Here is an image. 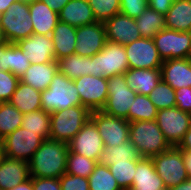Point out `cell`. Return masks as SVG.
<instances>
[{"instance_id":"6da1fadb","label":"cell","mask_w":191,"mask_h":190,"mask_svg":"<svg viewBox=\"0 0 191 190\" xmlns=\"http://www.w3.org/2000/svg\"><path fill=\"white\" fill-rule=\"evenodd\" d=\"M68 151V143L45 139L29 160L30 177L60 178L66 173Z\"/></svg>"},{"instance_id":"7a4b0ae2","label":"cell","mask_w":191,"mask_h":190,"mask_svg":"<svg viewBox=\"0 0 191 190\" xmlns=\"http://www.w3.org/2000/svg\"><path fill=\"white\" fill-rule=\"evenodd\" d=\"M129 140L141 158H152L171 147L156 120L129 122Z\"/></svg>"},{"instance_id":"3957f363","label":"cell","mask_w":191,"mask_h":190,"mask_svg":"<svg viewBox=\"0 0 191 190\" xmlns=\"http://www.w3.org/2000/svg\"><path fill=\"white\" fill-rule=\"evenodd\" d=\"M76 105L82 104L73 80L57 71L50 86L46 90L41 91L42 109L51 113Z\"/></svg>"},{"instance_id":"277c9868","label":"cell","mask_w":191,"mask_h":190,"mask_svg":"<svg viewBox=\"0 0 191 190\" xmlns=\"http://www.w3.org/2000/svg\"><path fill=\"white\" fill-rule=\"evenodd\" d=\"M90 113L82 105L51 112L49 139L68 143L90 118Z\"/></svg>"},{"instance_id":"5b68a950","label":"cell","mask_w":191,"mask_h":190,"mask_svg":"<svg viewBox=\"0 0 191 190\" xmlns=\"http://www.w3.org/2000/svg\"><path fill=\"white\" fill-rule=\"evenodd\" d=\"M129 69L124 45L106 41L104 48L91 57L90 75L111 78Z\"/></svg>"},{"instance_id":"8992f818","label":"cell","mask_w":191,"mask_h":190,"mask_svg":"<svg viewBox=\"0 0 191 190\" xmlns=\"http://www.w3.org/2000/svg\"><path fill=\"white\" fill-rule=\"evenodd\" d=\"M0 27L9 43H16L33 34L29 3L17 1L0 15Z\"/></svg>"},{"instance_id":"52a82bcc","label":"cell","mask_w":191,"mask_h":190,"mask_svg":"<svg viewBox=\"0 0 191 190\" xmlns=\"http://www.w3.org/2000/svg\"><path fill=\"white\" fill-rule=\"evenodd\" d=\"M107 83L108 97L101 111L129 122V107L133 104L137 93L128 87L124 74L107 78Z\"/></svg>"},{"instance_id":"ba28073f","label":"cell","mask_w":191,"mask_h":190,"mask_svg":"<svg viewBox=\"0 0 191 190\" xmlns=\"http://www.w3.org/2000/svg\"><path fill=\"white\" fill-rule=\"evenodd\" d=\"M151 159L156 172L159 174L167 189L189 179L182 150L177 146H171L165 152Z\"/></svg>"},{"instance_id":"9c48e42d","label":"cell","mask_w":191,"mask_h":190,"mask_svg":"<svg viewBox=\"0 0 191 190\" xmlns=\"http://www.w3.org/2000/svg\"><path fill=\"white\" fill-rule=\"evenodd\" d=\"M152 39L163 61L191 58V32L164 28Z\"/></svg>"},{"instance_id":"30bf717a","label":"cell","mask_w":191,"mask_h":190,"mask_svg":"<svg viewBox=\"0 0 191 190\" xmlns=\"http://www.w3.org/2000/svg\"><path fill=\"white\" fill-rule=\"evenodd\" d=\"M43 141L40 135L19 127L1 140L3 155L29 162Z\"/></svg>"},{"instance_id":"8fae6325","label":"cell","mask_w":191,"mask_h":190,"mask_svg":"<svg viewBox=\"0 0 191 190\" xmlns=\"http://www.w3.org/2000/svg\"><path fill=\"white\" fill-rule=\"evenodd\" d=\"M82 106L90 112L101 111L108 97L107 78L93 75L80 76L73 80Z\"/></svg>"},{"instance_id":"7c38bea8","label":"cell","mask_w":191,"mask_h":190,"mask_svg":"<svg viewBox=\"0 0 191 190\" xmlns=\"http://www.w3.org/2000/svg\"><path fill=\"white\" fill-rule=\"evenodd\" d=\"M156 122L171 146H177L191 124V114L177 107L157 111Z\"/></svg>"},{"instance_id":"4fadbf2b","label":"cell","mask_w":191,"mask_h":190,"mask_svg":"<svg viewBox=\"0 0 191 190\" xmlns=\"http://www.w3.org/2000/svg\"><path fill=\"white\" fill-rule=\"evenodd\" d=\"M90 119L96 125L104 146H119L129 140V122L126 119L102 111H92Z\"/></svg>"},{"instance_id":"5bb4252c","label":"cell","mask_w":191,"mask_h":190,"mask_svg":"<svg viewBox=\"0 0 191 190\" xmlns=\"http://www.w3.org/2000/svg\"><path fill=\"white\" fill-rule=\"evenodd\" d=\"M124 48L129 69H155L163 64L152 38L141 37L124 45Z\"/></svg>"},{"instance_id":"9a60e30c","label":"cell","mask_w":191,"mask_h":190,"mask_svg":"<svg viewBox=\"0 0 191 190\" xmlns=\"http://www.w3.org/2000/svg\"><path fill=\"white\" fill-rule=\"evenodd\" d=\"M76 44L74 54L82 57H92L100 52L106 44L104 23L94 22L92 24L76 27Z\"/></svg>"},{"instance_id":"2e32d148","label":"cell","mask_w":191,"mask_h":190,"mask_svg":"<svg viewBox=\"0 0 191 190\" xmlns=\"http://www.w3.org/2000/svg\"><path fill=\"white\" fill-rule=\"evenodd\" d=\"M70 152L96 160L104 143L94 122L89 118L81 130L68 142Z\"/></svg>"},{"instance_id":"e0dca14e","label":"cell","mask_w":191,"mask_h":190,"mask_svg":"<svg viewBox=\"0 0 191 190\" xmlns=\"http://www.w3.org/2000/svg\"><path fill=\"white\" fill-rule=\"evenodd\" d=\"M26 54L30 64H44L55 60L52 36L32 34L15 43Z\"/></svg>"},{"instance_id":"ac0fdd59","label":"cell","mask_w":191,"mask_h":190,"mask_svg":"<svg viewBox=\"0 0 191 190\" xmlns=\"http://www.w3.org/2000/svg\"><path fill=\"white\" fill-rule=\"evenodd\" d=\"M104 28L109 42L127 45L141 38L135 18L120 12L104 22Z\"/></svg>"},{"instance_id":"d6986e66","label":"cell","mask_w":191,"mask_h":190,"mask_svg":"<svg viewBox=\"0 0 191 190\" xmlns=\"http://www.w3.org/2000/svg\"><path fill=\"white\" fill-rule=\"evenodd\" d=\"M161 79L174 90L191 87V58L163 61Z\"/></svg>"},{"instance_id":"ffe728a7","label":"cell","mask_w":191,"mask_h":190,"mask_svg":"<svg viewBox=\"0 0 191 190\" xmlns=\"http://www.w3.org/2000/svg\"><path fill=\"white\" fill-rule=\"evenodd\" d=\"M29 178V162L3 155L0 161V190H10Z\"/></svg>"},{"instance_id":"44dd1931","label":"cell","mask_w":191,"mask_h":190,"mask_svg":"<svg viewBox=\"0 0 191 190\" xmlns=\"http://www.w3.org/2000/svg\"><path fill=\"white\" fill-rule=\"evenodd\" d=\"M129 190H167L151 158L136 160L133 184Z\"/></svg>"},{"instance_id":"7402d4cb","label":"cell","mask_w":191,"mask_h":190,"mask_svg":"<svg viewBox=\"0 0 191 190\" xmlns=\"http://www.w3.org/2000/svg\"><path fill=\"white\" fill-rule=\"evenodd\" d=\"M30 20L33 24V34L52 35V32L59 21L57 12L49 8L40 0H33L29 3Z\"/></svg>"},{"instance_id":"603a6c76","label":"cell","mask_w":191,"mask_h":190,"mask_svg":"<svg viewBox=\"0 0 191 190\" xmlns=\"http://www.w3.org/2000/svg\"><path fill=\"white\" fill-rule=\"evenodd\" d=\"M128 87L137 94L149 96L161 80V68L128 69L124 73Z\"/></svg>"},{"instance_id":"cb8c5ba5","label":"cell","mask_w":191,"mask_h":190,"mask_svg":"<svg viewBox=\"0 0 191 190\" xmlns=\"http://www.w3.org/2000/svg\"><path fill=\"white\" fill-rule=\"evenodd\" d=\"M59 20L74 27L96 22L88 0H70L58 13Z\"/></svg>"},{"instance_id":"d4e9b609","label":"cell","mask_w":191,"mask_h":190,"mask_svg":"<svg viewBox=\"0 0 191 190\" xmlns=\"http://www.w3.org/2000/svg\"><path fill=\"white\" fill-rule=\"evenodd\" d=\"M58 71L57 61L44 64H30L26 72L20 77V82L32 86L39 91L46 90Z\"/></svg>"},{"instance_id":"484cf974","label":"cell","mask_w":191,"mask_h":190,"mask_svg":"<svg viewBox=\"0 0 191 190\" xmlns=\"http://www.w3.org/2000/svg\"><path fill=\"white\" fill-rule=\"evenodd\" d=\"M51 36L54 44L56 61L74 54L76 44V27L59 20Z\"/></svg>"},{"instance_id":"4316f807","label":"cell","mask_w":191,"mask_h":190,"mask_svg":"<svg viewBox=\"0 0 191 190\" xmlns=\"http://www.w3.org/2000/svg\"><path fill=\"white\" fill-rule=\"evenodd\" d=\"M165 16V26L179 32H191V0H174Z\"/></svg>"},{"instance_id":"83f0119b","label":"cell","mask_w":191,"mask_h":190,"mask_svg":"<svg viewBox=\"0 0 191 190\" xmlns=\"http://www.w3.org/2000/svg\"><path fill=\"white\" fill-rule=\"evenodd\" d=\"M14 107H17L22 114L42 109L41 91L32 86L19 82L15 92L8 101Z\"/></svg>"},{"instance_id":"f1b7e54d","label":"cell","mask_w":191,"mask_h":190,"mask_svg":"<svg viewBox=\"0 0 191 190\" xmlns=\"http://www.w3.org/2000/svg\"><path fill=\"white\" fill-rule=\"evenodd\" d=\"M140 158L141 156L138 154L134 144L128 140L119 146H105L99 153L97 163L109 167L115 162L139 160Z\"/></svg>"},{"instance_id":"f546056e","label":"cell","mask_w":191,"mask_h":190,"mask_svg":"<svg viewBox=\"0 0 191 190\" xmlns=\"http://www.w3.org/2000/svg\"><path fill=\"white\" fill-rule=\"evenodd\" d=\"M57 64L58 71L70 80H74L80 76L90 75L91 57L72 54L57 60Z\"/></svg>"},{"instance_id":"4dcf8cb0","label":"cell","mask_w":191,"mask_h":190,"mask_svg":"<svg viewBox=\"0 0 191 190\" xmlns=\"http://www.w3.org/2000/svg\"><path fill=\"white\" fill-rule=\"evenodd\" d=\"M141 37L153 38L161 30L166 28L165 16L147 7L143 13L135 18Z\"/></svg>"},{"instance_id":"1f68e13d","label":"cell","mask_w":191,"mask_h":190,"mask_svg":"<svg viewBox=\"0 0 191 190\" xmlns=\"http://www.w3.org/2000/svg\"><path fill=\"white\" fill-rule=\"evenodd\" d=\"M21 127L40 135L44 140L50 137V113L44 109L25 113Z\"/></svg>"},{"instance_id":"d6a6232c","label":"cell","mask_w":191,"mask_h":190,"mask_svg":"<svg viewBox=\"0 0 191 190\" xmlns=\"http://www.w3.org/2000/svg\"><path fill=\"white\" fill-rule=\"evenodd\" d=\"M24 114L9 102H0V141L21 127Z\"/></svg>"},{"instance_id":"836d02e7","label":"cell","mask_w":191,"mask_h":190,"mask_svg":"<svg viewBox=\"0 0 191 190\" xmlns=\"http://www.w3.org/2000/svg\"><path fill=\"white\" fill-rule=\"evenodd\" d=\"M129 108V122L156 120L158 110L146 95L137 94Z\"/></svg>"},{"instance_id":"e575fe53","label":"cell","mask_w":191,"mask_h":190,"mask_svg":"<svg viewBox=\"0 0 191 190\" xmlns=\"http://www.w3.org/2000/svg\"><path fill=\"white\" fill-rule=\"evenodd\" d=\"M88 180L89 190H122L109 167L105 165L97 164Z\"/></svg>"},{"instance_id":"d590c367","label":"cell","mask_w":191,"mask_h":190,"mask_svg":"<svg viewBox=\"0 0 191 190\" xmlns=\"http://www.w3.org/2000/svg\"><path fill=\"white\" fill-rule=\"evenodd\" d=\"M97 164L96 160L68 151L66 173L88 179Z\"/></svg>"},{"instance_id":"8d00e7d4","label":"cell","mask_w":191,"mask_h":190,"mask_svg":"<svg viewBox=\"0 0 191 190\" xmlns=\"http://www.w3.org/2000/svg\"><path fill=\"white\" fill-rule=\"evenodd\" d=\"M109 169L122 190L131 188L136 170V160L115 162L109 166Z\"/></svg>"},{"instance_id":"74e56055","label":"cell","mask_w":191,"mask_h":190,"mask_svg":"<svg viewBox=\"0 0 191 190\" xmlns=\"http://www.w3.org/2000/svg\"><path fill=\"white\" fill-rule=\"evenodd\" d=\"M175 90L162 79L149 94V99L157 110L176 107Z\"/></svg>"},{"instance_id":"f35d334b","label":"cell","mask_w":191,"mask_h":190,"mask_svg":"<svg viewBox=\"0 0 191 190\" xmlns=\"http://www.w3.org/2000/svg\"><path fill=\"white\" fill-rule=\"evenodd\" d=\"M97 22H106L120 12V0H88Z\"/></svg>"},{"instance_id":"ab89813d","label":"cell","mask_w":191,"mask_h":190,"mask_svg":"<svg viewBox=\"0 0 191 190\" xmlns=\"http://www.w3.org/2000/svg\"><path fill=\"white\" fill-rule=\"evenodd\" d=\"M29 66L26 54L15 43H9V71L20 78Z\"/></svg>"},{"instance_id":"60d3db41","label":"cell","mask_w":191,"mask_h":190,"mask_svg":"<svg viewBox=\"0 0 191 190\" xmlns=\"http://www.w3.org/2000/svg\"><path fill=\"white\" fill-rule=\"evenodd\" d=\"M20 78L10 71L0 70V102H8L15 92Z\"/></svg>"},{"instance_id":"b9f144b4","label":"cell","mask_w":191,"mask_h":190,"mask_svg":"<svg viewBox=\"0 0 191 190\" xmlns=\"http://www.w3.org/2000/svg\"><path fill=\"white\" fill-rule=\"evenodd\" d=\"M59 180L61 190H89V180L87 178L65 173Z\"/></svg>"},{"instance_id":"7bdbcfd3","label":"cell","mask_w":191,"mask_h":190,"mask_svg":"<svg viewBox=\"0 0 191 190\" xmlns=\"http://www.w3.org/2000/svg\"><path fill=\"white\" fill-rule=\"evenodd\" d=\"M148 7V0H120V13L137 18Z\"/></svg>"},{"instance_id":"ee69618b","label":"cell","mask_w":191,"mask_h":190,"mask_svg":"<svg viewBox=\"0 0 191 190\" xmlns=\"http://www.w3.org/2000/svg\"><path fill=\"white\" fill-rule=\"evenodd\" d=\"M176 107L191 114V87H182L175 90Z\"/></svg>"},{"instance_id":"f6af8a7d","label":"cell","mask_w":191,"mask_h":190,"mask_svg":"<svg viewBox=\"0 0 191 190\" xmlns=\"http://www.w3.org/2000/svg\"><path fill=\"white\" fill-rule=\"evenodd\" d=\"M33 190H61L59 178L31 177Z\"/></svg>"},{"instance_id":"bcb514c9","label":"cell","mask_w":191,"mask_h":190,"mask_svg":"<svg viewBox=\"0 0 191 190\" xmlns=\"http://www.w3.org/2000/svg\"><path fill=\"white\" fill-rule=\"evenodd\" d=\"M173 2L174 0H148V6L158 13L165 15Z\"/></svg>"},{"instance_id":"7dc6e473","label":"cell","mask_w":191,"mask_h":190,"mask_svg":"<svg viewBox=\"0 0 191 190\" xmlns=\"http://www.w3.org/2000/svg\"><path fill=\"white\" fill-rule=\"evenodd\" d=\"M0 70L9 71V42L0 45Z\"/></svg>"},{"instance_id":"c3c4849f","label":"cell","mask_w":191,"mask_h":190,"mask_svg":"<svg viewBox=\"0 0 191 190\" xmlns=\"http://www.w3.org/2000/svg\"><path fill=\"white\" fill-rule=\"evenodd\" d=\"M45 3L53 11L59 13L61 9L70 1V0H40Z\"/></svg>"},{"instance_id":"681fc988","label":"cell","mask_w":191,"mask_h":190,"mask_svg":"<svg viewBox=\"0 0 191 190\" xmlns=\"http://www.w3.org/2000/svg\"><path fill=\"white\" fill-rule=\"evenodd\" d=\"M177 147L181 150L191 151V124Z\"/></svg>"},{"instance_id":"f907efd6","label":"cell","mask_w":191,"mask_h":190,"mask_svg":"<svg viewBox=\"0 0 191 190\" xmlns=\"http://www.w3.org/2000/svg\"><path fill=\"white\" fill-rule=\"evenodd\" d=\"M184 156L185 168L189 179H191V151L182 150Z\"/></svg>"},{"instance_id":"816d5d0a","label":"cell","mask_w":191,"mask_h":190,"mask_svg":"<svg viewBox=\"0 0 191 190\" xmlns=\"http://www.w3.org/2000/svg\"><path fill=\"white\" fill-rule=\"evenodd\" d=\"M10 190H33L31 177Z\"/></svg>"},{"instance_id":"f5cc1de1","label":"cell","mask_w":191,"mask_h":190,"mask_svg":"<svg viewBox=\"0 0 191 190\" xmlns=\"http://www.w3.org/2000/svg\"><path fill=\"white\" fill-rule=\"evenodd\" d=\"M167 190H191V181L188 179L183 183L168 188Z\"/></svg>"},{"instance_id":"db71d44e","label":"cell","mask_w":191,"mask_h":190,"mask_svg":"<svg viewBox=\"0 0 191 190\" xmlns=\"http://www.w3.org/2000/svg\"><path fill=\"white\" fill-rule=\"evenodd\" d=\"M19 0H0V15L3 14L12 3L17 2Z\"/></svg>"},{"instance_id":"11a10c76","label":"cell","mask_w":191,"mask_h":190,"mask_svg":"<svg viewBox=\"0 0 191 190\" xmlns=\"http://www.w3.org/2000/svg\"><path fill=\"white\" fill-rule=\"evenodd\" d=\"M5 43H7V40H6L5 36H4L2 28L0 27V45H3Z\"/></svg>"},{"instance_id":"9f6ffc18","label":"cell","mask_w":191,"mask_h":190,"mask_svg":"<svg viewBox=\"0 0 191 190\" xmlns=\"http://www.w3.org/2000/svg\"><path fill=\"white\" fill-rule=\"evenodd\" d=\"M2 157H3V150H2V143L0 141V161H1Z\"/></svg>"},{"instance_id":"6f0895ef","label":"cell","mask_w":191,"mask_h":190,"mask_svg":"<svg viewBox=\"0 0 191 190\" xmlns=\"http://www.w3.org/2000/svg\"><path fill=\"white\" fill-rule=\"evenodd\" d=\"M19 1L30 3V2H32L33 0H19Z\"/></svg>"}]
</instances>
